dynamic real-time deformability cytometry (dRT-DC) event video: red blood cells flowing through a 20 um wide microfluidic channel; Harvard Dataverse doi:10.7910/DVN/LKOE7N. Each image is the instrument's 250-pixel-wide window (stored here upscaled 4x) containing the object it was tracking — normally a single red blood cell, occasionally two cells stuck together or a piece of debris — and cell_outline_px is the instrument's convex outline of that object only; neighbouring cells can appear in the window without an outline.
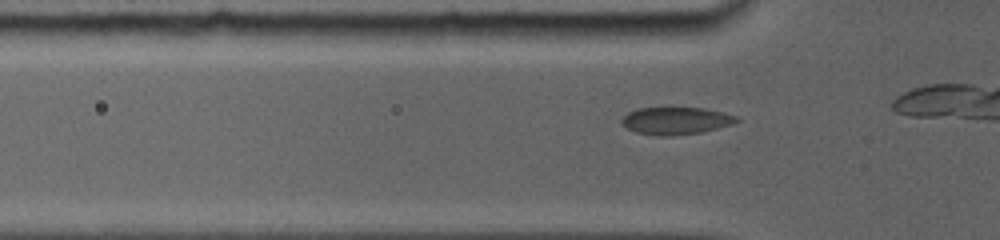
{"species": "common noctule bat (a hibernating species)", "species_latin": "Nyctalus noctula", "temperature_condition": "room temperature", "stored_images_in_passage": 11, "camera_frame_rate_fps": 5000, "um_per_image_px": 0.085, "animal": {"sex": "female", "body_mass_g": 19.0, "forearm_length_mm": 56.7}, "frame": {"image": 1, "passage_image": 4, "time_ms": 0.8, "image_size_px": [1000, 240], "cell_outline_px": [[740, 120], [732, 124], [700, 132], [672, 136], [656, 136], [636, 132], [620, 124], [620, 120], [628, 112], [636, 108], [704, 108], [724, 112], [736, 116]], "centroid_in_image_um": [57.41, 10.26], "position_along_channel_um": 68.4, "area_um2": 18.32}}
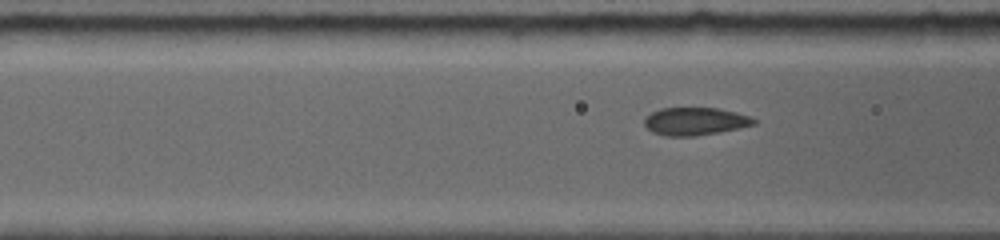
{"frame": {"image": 2, "passage_image": 8, "time_ms": 1.8, "image_size_px": [1000, 240], "cell_outline_px": [[756, 124], [740, 128], [720, 132], [692, 136], [664, 136], [652, 132], [644, 124], [644, 116], [660, 108], [716, 108], [736, 112], [748, 116], [756, 120]], "centroid_in_image_um": [59.06, 10.31], "position_along_channel_um": 107.5, "area_um2": 17.74}}